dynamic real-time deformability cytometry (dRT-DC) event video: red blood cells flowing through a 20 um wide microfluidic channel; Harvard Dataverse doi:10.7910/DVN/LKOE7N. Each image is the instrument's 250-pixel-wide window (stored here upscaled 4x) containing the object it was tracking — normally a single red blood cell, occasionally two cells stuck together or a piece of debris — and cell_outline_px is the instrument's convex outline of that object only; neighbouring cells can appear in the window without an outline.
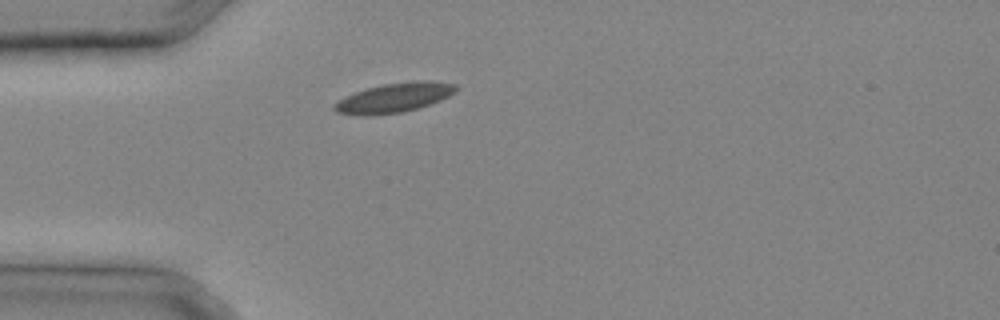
{"species": "common noctule bat (a hibernating species)", "species_latin": "Nyctalus noctula", "temperature_condition": "cold", "stored_images_in_passage": 8, "camera_frame_rate_fps": 3000, "um_per_image_px": 0.085, "animal": {"sex": "male", "body_mass_g": 20.4}, "frame": {"image": 1, "passage_image": 1, "time_ms": 0.0, "image_size_px": [1000, 320], "cell_outline_px": [[460, 88], [456, 92], [432, 104], [404, 112], [372, 116], [360, 116], [336, 112], [332, 108], [332, 104], [356, 92], [368, 88], [384, 84], [416, 80], [424, 80], [456, 84]], "centroid_in_image_um": [33.53, 8.32], "position_along_channel_um": 51.5, "area_um2": 21.04}}
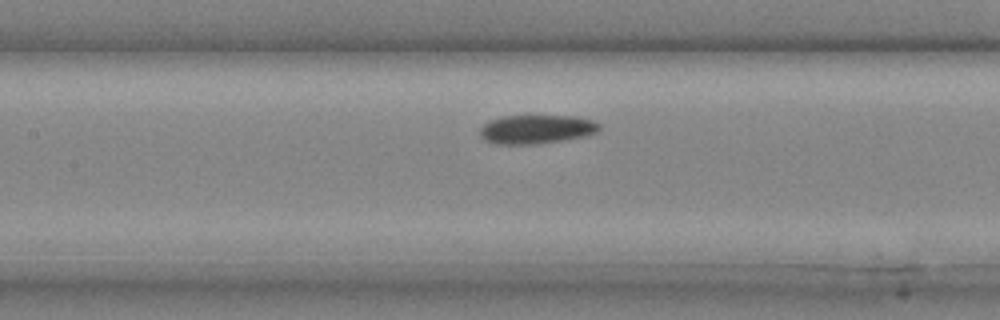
{"frame": {"image": 2, "passage_image": 7, "time_ms": 2.0, "image_size_px": [1000, 320], "cell_outline_px": [[600, 128], [596, 132], [584, 136], [536, 144], [496, 144], [484, 140], [480, 136], [480, 128], [484, 124], [492, 120], [504, 116], [576, 116], [592, 120], [600, 124]], "centroid_in_image_um": [45.58, 10.99], "position_along_channel_um": 161.8, "area_um2": 19.88}}